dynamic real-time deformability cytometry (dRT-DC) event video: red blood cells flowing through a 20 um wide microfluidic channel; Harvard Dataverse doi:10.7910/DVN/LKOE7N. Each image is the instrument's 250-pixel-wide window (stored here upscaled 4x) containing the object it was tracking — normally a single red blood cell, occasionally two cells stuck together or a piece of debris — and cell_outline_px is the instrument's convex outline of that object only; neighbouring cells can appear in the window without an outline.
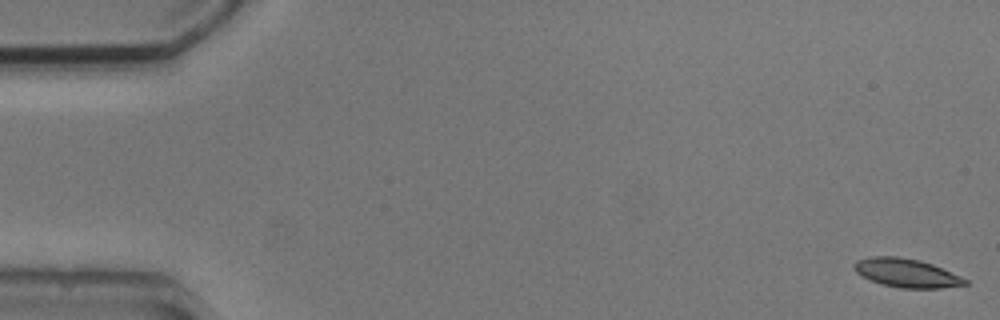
{"species": "common noctule bat (a hibernating species)", "species_latin": "Nyctalus noctula", "temperature_condition": "cold", "stored_images_in_passage": 53, "camera_frame_rate_fps": 3000, "um_per_image_px": 0.085, "animal": {"sex": "male", "body_mass_g": 20.5, "forearm_length_mm": 52.5}, "frame": {"image": 1, "passage_image": 1, "time_ms": 0.0, "image_size_px": [1000, 320], "cell_outline_px": [[968, 284], [940, 288], [900, 288], [880, 284], [860, 276], [852, 268], [852, 264], [856, 260], [872, 256], [896, 256], [920, 260], [932, 264], [960, 276], [968, 280]], "centroid_in_image_um": [76.99, 23.2], "position_along_channel_um": 8.0, "area_um2": 18.67}}
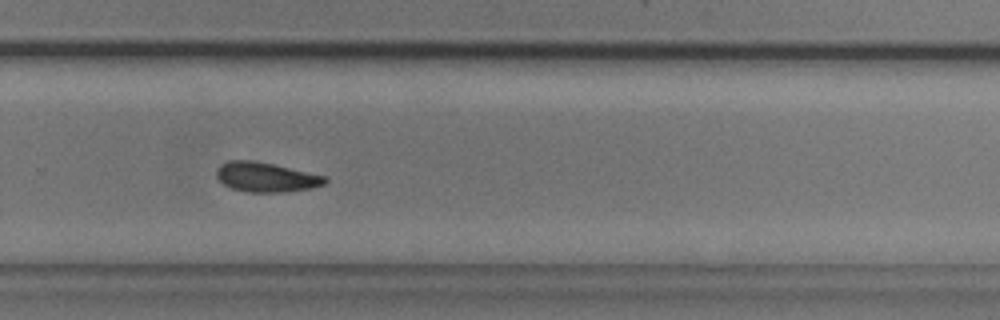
{"frame": {"image": 2, "passage_image": 36, "time_ms": 11.667, "image_size_px": [1000, 320], "cell_outline_px": [[328, 180], [324, 184], [312, 188], [284, 192], [244, 192], [232, 188], [224, 184], [216, 176], [216, 172], [220, 164], [228, 160], [256, 160], [328, 176]], "centroid_in_image_um": [22.63, 15.05], "position_along_channel_um": 307.2, "area_um2": 18.96}}
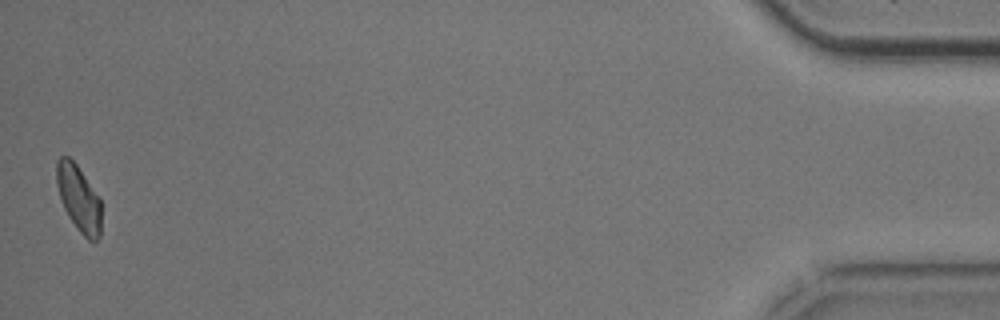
{"frame": {"image": 3, "passage_image": 53, "time_ms": 17.333, "image_size_px": [1000, 320], "cell_outline_px": [[100, 236], [96, 240], [88, 240], [76, 228], [68, 216], [64, 208], [56, 184], [56, 160], [60, 156], [68, 156], [76, 164], [100, 200]], "centroid_in_image_um": [6.66, 16.85], "position_along_channel_um": 428.5, "area_um2": 16.94}, "authors_computed_cell_mechanics": {"area_um2": 18.9006, "velocity_mm_per_s": 3.7717, "shape_relaxation_time_tau1_ms": 2.88, "shape_relaxation_time_tau2_ms": 10.2823, "deformation_change_tau1": 0.1012, "deformation_change_tau2": 0.173}}